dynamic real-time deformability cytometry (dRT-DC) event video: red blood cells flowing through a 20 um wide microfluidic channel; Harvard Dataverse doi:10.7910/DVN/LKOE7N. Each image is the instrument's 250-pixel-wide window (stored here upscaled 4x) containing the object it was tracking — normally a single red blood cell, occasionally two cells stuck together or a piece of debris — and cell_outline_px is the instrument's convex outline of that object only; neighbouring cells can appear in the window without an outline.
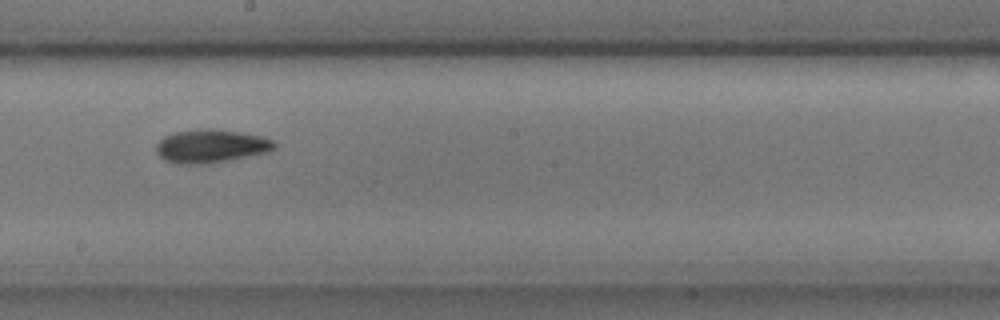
{"species": "common noctule bat (a hibernating species)", "species_latin": "Nyctalus noctula", "temperature_condition": "cold", "stored_images_in_passage": 14, "camera_frame_rate_fps": 3000, "um_per_image_px": 0.085, "animal": {"sex": "male", "body_mass_g": 17.9, "forearm_length_mm": 54.2}, "frame": {"image": 1, "passage_image": 7, "time_ms": 2.0, "image_size_px": [1000, 320], "cell_outline_px": [[276, 148], [268, 152], [208, 164], [172, 164], [164, 160], [156, 152], [156, 144], [164, 136], [176, 132], [200, 128], [212, 128], [240, 132], [260, 136], [272, 140], [276, 144]], "centroid_in_image_um": [17.9, 12.42], "position_along_channel_um": 230.3, "area_um2": 23.12}}
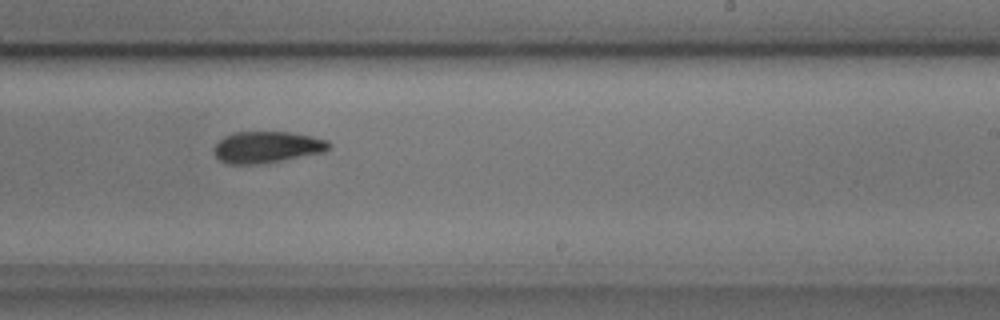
{"frame": {"image": 2, "passage_image": 8, "time_ms": 2.333, "image_size_px": [1000, 320], "cell_outline_px": [[332, 148], [324, 152], [280, 160], [256, 164], [228, 164], [220, 160], [216, 156], [216, 144], [224, 136], [236, 132], [288, 132], [328, 140], [332, 144]], "centroid_in_image_um": [22.72, 12.5], "position_along_channel_um": 266.3, "area_um2": 20.75}}
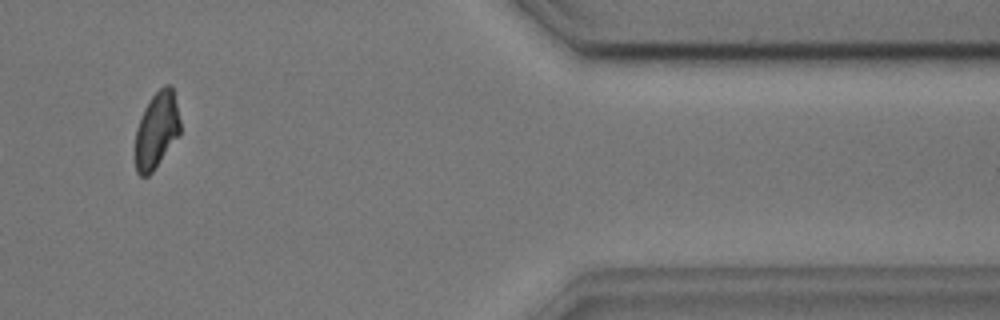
{"frame": {"image": 3, "passage_image": 12, "time_ms": 3.667, "image_size_px": [1000, 320], "cell_outline_px": [[180, 132], [152, 172], [148, 176], [140, 176], [136, 172], [136, 128], [144, 108], [152, 96], [164, 84], [172, 84], [180, 120]], "centroid_in_image_um": [13.31, 11.03], "position_along_channel_um": 398.1, "area_um2": 19.71}}